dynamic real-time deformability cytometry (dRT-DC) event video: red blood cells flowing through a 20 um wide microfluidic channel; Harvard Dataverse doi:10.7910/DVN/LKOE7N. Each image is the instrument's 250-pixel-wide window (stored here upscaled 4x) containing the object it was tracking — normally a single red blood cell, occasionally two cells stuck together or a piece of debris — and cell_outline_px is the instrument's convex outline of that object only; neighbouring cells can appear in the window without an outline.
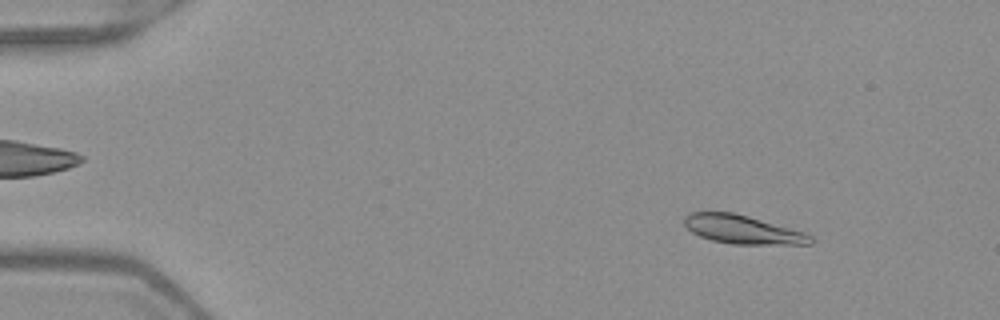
{"species": "Egyptian fruit bat (a non-hibernating species)", "species_latin": "Rousettus aegyptiacus", "temperature_condition": "warm", "stored_images_in_passage": 51, "camera_frame_rate_fps": 3000, "um_per_image_px": 0.085, "frame": {"image": 1, "passage_image": 6, "time_ms": 1.667, "image_size_px": [1000, 320], "cell_outline_px": [[812, 244], [732, 244], [712, 240], [700, 236], [692, 232], [684, 224], [684, 216], [688, 212], [736, 212], [804, 232], [812, 236]], "centroid_in_image_um": [63.1, 19.5], "position_along_channel_um": 21.9, "area_um2": 21.04}}
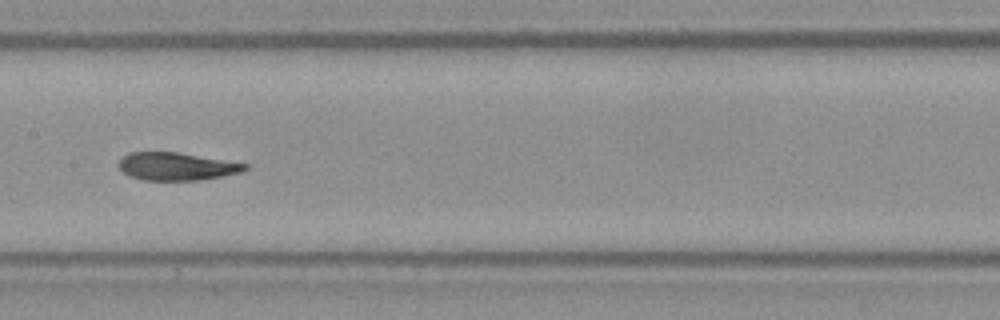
{"frame": {"image": 2, "passage_image": 26, "time_ms": 8.333, "image_size_px": [1000, 320], "cell_outline_px": [[248, 168], [240, 172], [200, 180], [144, 180], [132, 176], [124, 172], [116, 164], [128, 152], [176, 152], [248, 164]], "centroid_in_image_um": [14.98, 14.14], "position_along_channel_um": 192.4, "area_um2": 20.11}}
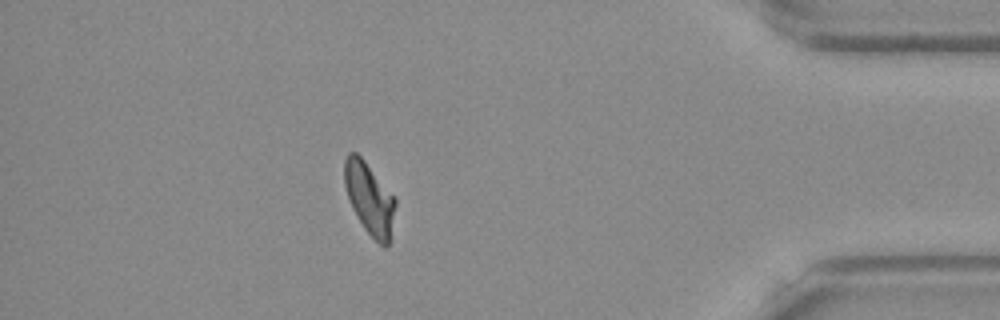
{"frame": {"image": 3, "passage_image": 45, "time_ms": 14.667, "image_size_px": [1000, 320], "cell_outline_px": [[396, 204], [388, 244], [384, 248], [364, 228], [352, 208], [344, 184], [344, 160], [348, 152], [356, 152], [364, 160], [396, 196]], "centroid_in_image_um": [31.4, 16.82], "position_along_channel_um": 403.8, "area_um2": 21.21}, "authors_computed_cell_mechanics": {"area_um2": 21.3282, "velocity_mm_per_s": 3.9763, "shape_relaxation_time_tau1_ms": null, "shape_relaxation_time_tau2_ms": 8.1091, "deformation_change_tau1": null, "deformation_change_tau2": 0.0979}}